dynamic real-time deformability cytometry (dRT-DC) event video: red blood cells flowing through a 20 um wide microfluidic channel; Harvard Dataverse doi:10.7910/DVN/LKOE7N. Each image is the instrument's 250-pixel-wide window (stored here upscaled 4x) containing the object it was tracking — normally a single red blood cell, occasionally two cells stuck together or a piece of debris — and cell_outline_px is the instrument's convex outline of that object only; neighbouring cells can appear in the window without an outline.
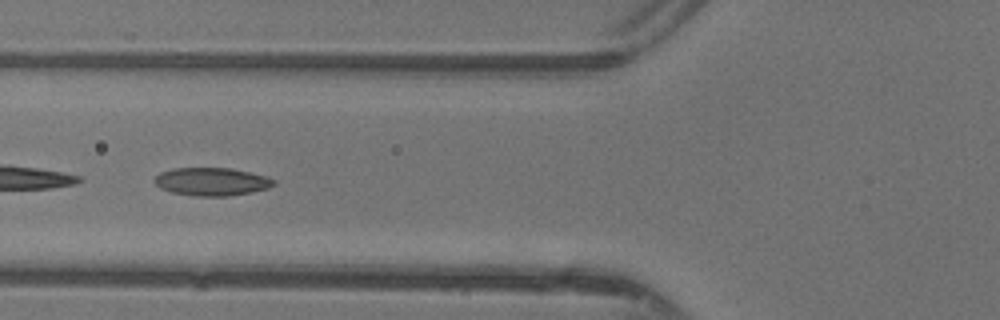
{"species": "common noctule bat (a hibernating species)", "species_latin": "Nyctalus noctula", "temperature_condition": "warm", "stored_images_in_passage": 29, "camera_frame_rate_fps": 3000, "um_per_image_px": 0.085, "animal": {"sex": "female"}, "frame": {"image": 1, "passage_image": 19, "time_ms": 6.0, "image_size_px": [1000, 320], "cell_outline_px": [[276, 184], [268, 188], [252, 192], [228, 196], [192, 196], [172, 192], [160, 188], [152, 180], [160, 172], [172, 168], [232, 168], [268, 176], [276, 180]], "centroid_in_image_um": [18.01, 15.43], "position_along_channel_um": 107.8, "area_um2": 19.71}}
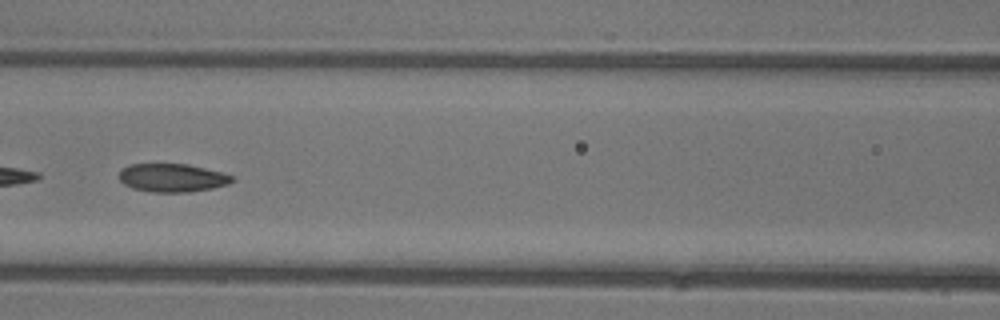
{"frame": {"image": 2, "passage_image": 22, "time_ms": 7.0, "image_size_px": [1000, 320], "cell_outline_px": [[236, 180], [228, 184], [212, 188], [188, 192], [152, 192], [132, 188], [124, 184], [120, 180], [120, 172], [128, 164], [188, 164], [220, 172], [232, 176]], "centroid_in_image_um": [14.64, 15.11], "position_along_channel_um": 152.0, "area_um2": 18.5}}
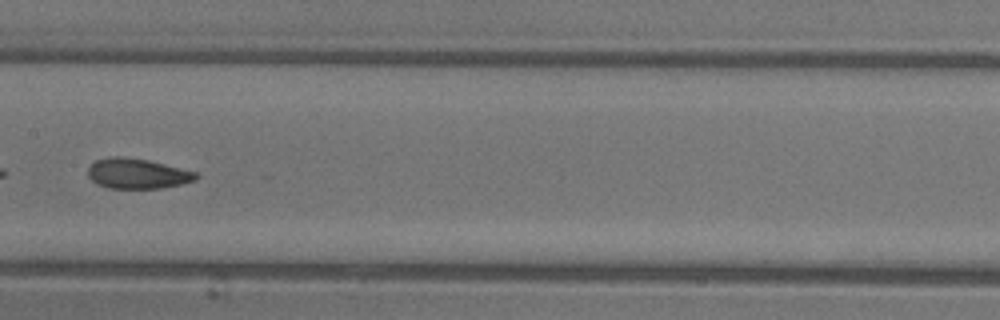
{"frame": {"image": 3, "passage_image": 25, "time_ms": 8.0, "image_size_px": [1000, 320], "cell_outline_px": [[200, 176], [196, 180], [180, 184], [160, 188], [108, 188], [96, 184], [88, 176], [88, 168], [96, 160], [108, 156], [124, 156], [148, 160], [196, 172]], "centroid_in_image_um": [11.65, 14.75], "position_along_channel_um": 195.7, "area_um2": 19.02}}